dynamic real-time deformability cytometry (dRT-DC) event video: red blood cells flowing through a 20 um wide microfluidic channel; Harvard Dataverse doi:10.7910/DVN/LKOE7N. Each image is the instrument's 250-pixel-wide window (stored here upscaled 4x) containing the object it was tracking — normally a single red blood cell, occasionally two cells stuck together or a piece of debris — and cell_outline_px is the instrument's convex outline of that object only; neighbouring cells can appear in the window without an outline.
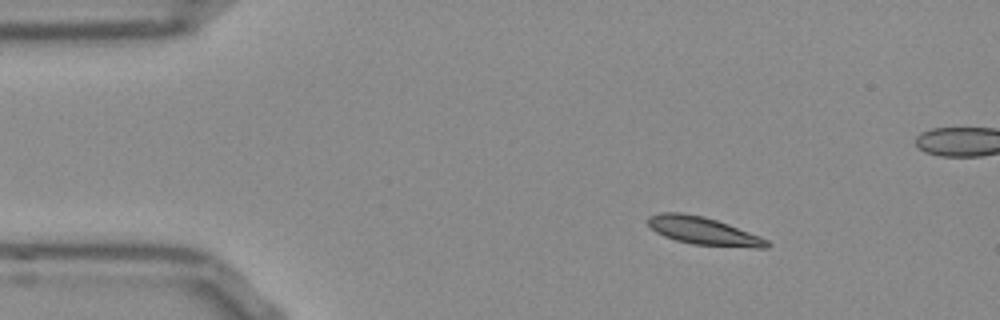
{"species": "Egyptian fruit bat (a non-hibernating species)", "species_latin": "Rousettus aegyptiacus", "temperature_condition": "room temperature", "stored_images_in_passage": 47, "camera_frame_rate_fps": 3000, "um_per_image_px": 0.085, "frame": {"image": 1, "passage_image": 1, "time_ms": 0.0, "image_size_px": [1000, 320], "cell_outline_px": [[772, 244], [768, 248], [756, 248], [692, 244], [676, 240], [664, 236], [656, 232], [648, 224], [648, 216], [660, 212], [680, 212], [704, 216], [728, 224], [760, 236], [768, 240]], "centroid_in_image_um": [59.81, 19.63], "position_along_channel_um": 25.2, "area_um2": 19.31}}
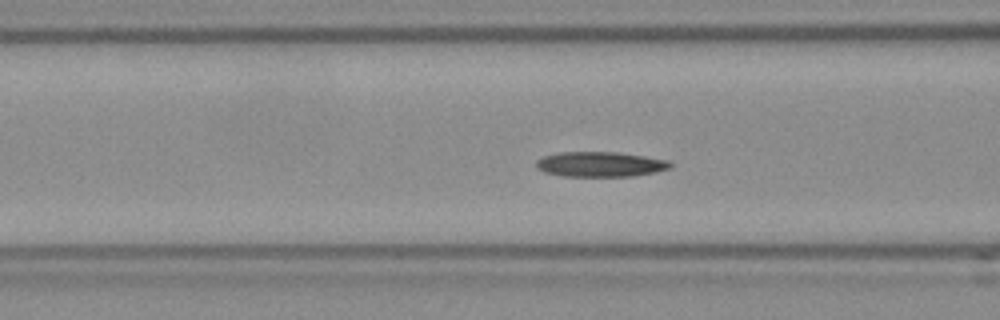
{"frame": {"image": 2, "passage_image": 13, "time_ms": 4.0, "image_size_px": [1000, 320], "cell_outline_px": [[672, 164], [668, 168], [656, 172], [632, 176], [564, 176], [544, 172], [536, 168], [536, 160], [544, 156], [560, 152], [616, 152], [644, 156], [668, 160]], "centroid_in_image_um": [50.99, 13.96], "position_along_channel_um": 115.6, "area_um2": 19.48}}
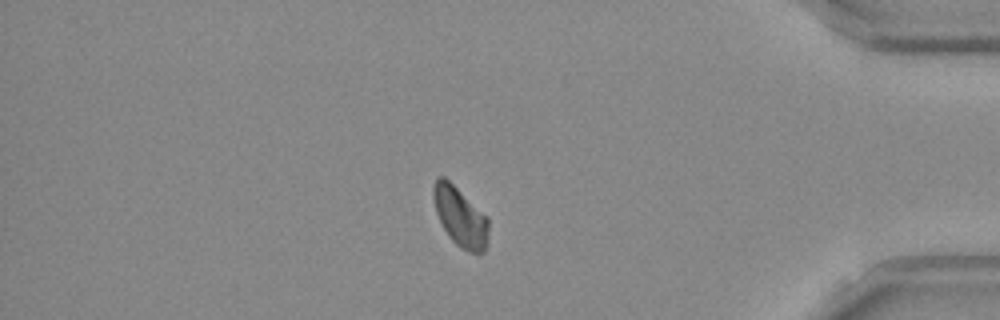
{"frame": {"image": 3, "passage_image": 38, "time_ms": 12.333, "image_size_px": [1000, 320], "cell_outline_px": [[488, 244], [484, 252], [480, 256], [468, 252], [460, 248], [448, 236], [436, 212], [432, 196], [432, 184], [436, 176], [444, 176], [488, 220]], "centroid_in_image_um": [39.09, 18.48], "position_along_channel_um": 396.1, "area_um2": 18.96}}